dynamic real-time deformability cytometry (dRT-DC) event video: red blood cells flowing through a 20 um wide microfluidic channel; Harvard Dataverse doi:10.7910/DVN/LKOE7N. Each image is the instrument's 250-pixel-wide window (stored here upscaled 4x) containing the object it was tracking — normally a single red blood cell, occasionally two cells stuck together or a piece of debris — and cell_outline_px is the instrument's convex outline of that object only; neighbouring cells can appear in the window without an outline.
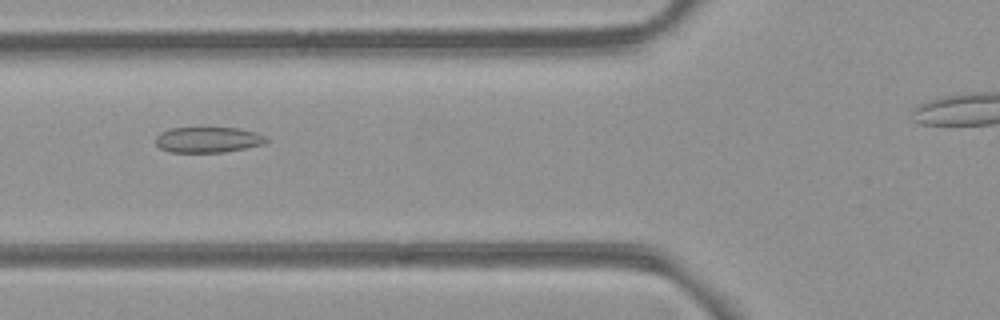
{"species": "common noctule bat (a hibernating species)", "species_latin": "Nyctalus noctula", "temperature_condition": "room temperature", "stored_images_in_passage": 30, "camera_frame_rate_fps": 3000, "um_per_image_px": 0.085, "animal": {"sex": "female", "body_mass_g": 21.9}, "frame": {"image": 1, "passage_image": 4, "time_ms": 1.0, "image_size_px": [1000, 320], "cell_outline_px": [[268, 140], [264, 144], [224, 152], [168, 152], [160, 148], [156, 144], [156, 136], [160, 132], [172, 128], [240, 128], [256, 132], [264, 136]], "centroid_in_image_um": [17.66, 11.88], "position_along_channel_um": 108.1, "area_um2": 16.47}}
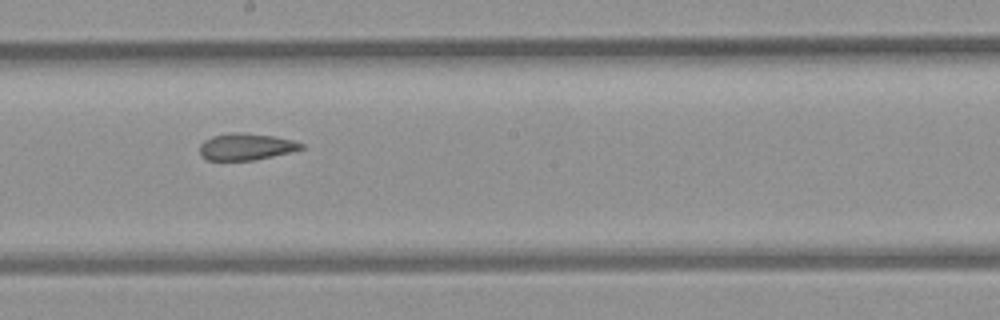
{"frame": {"image": 2, "passage_image": 13, "time_ms": 4.0, "image_size_px": [1000, 320], "cell_outline_px": [[304, 148], [272, 156], [252, 160], [208, 160], [200, 156], [200, 144], [204, 140], [212, 136], [228, 132], [240, 132], [276, 136], [292, 140], [304, 144]], "centroid_in_image_um": [20.88, 12.45], "position_along_channel_um": 227.3, "area_um2": 15.84}}
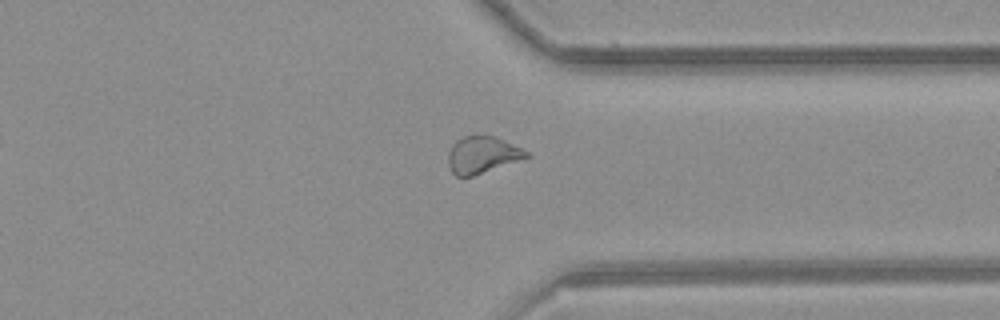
{"frame": {"image": 3, "passage_image": 24, "time_ms": 7.667, "image_size_px": [1000, 320], "cell_outline_px": [[532, 156], [472, 176], [456, 176], [452, 172], [448, 164], [448, 152], [452, 144], [456, 140], [464, 136], [496, 136], [532, 152]], "centroid_in_image_um": [41.04, 13.15], "position_along_channel_um": 370.4, "area_um2": 16.94}, "authors_computed_cell_mechanics": {"area_um2": 16.5597, "velocity_mm_per_s": 3.9566, "shape_relaxation_time_tau1_ms": null, "shape_relaxation_time_tau2_ms": 3.2695, "deformation_change_tau1": null, "deformation_change_tau2": 0.0965}}